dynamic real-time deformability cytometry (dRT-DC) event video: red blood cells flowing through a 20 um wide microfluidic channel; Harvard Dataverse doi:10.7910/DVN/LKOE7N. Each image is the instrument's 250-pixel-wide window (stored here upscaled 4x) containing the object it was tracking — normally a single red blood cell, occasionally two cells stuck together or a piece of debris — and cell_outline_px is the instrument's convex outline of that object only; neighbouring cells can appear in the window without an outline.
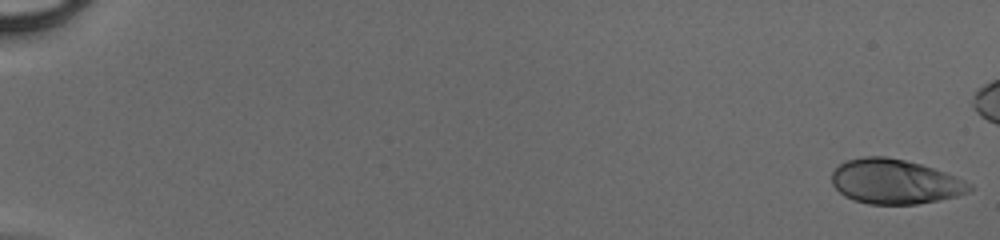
{"species": "human", "species_latin": "Homo sapiens", "temperature_condition": "cold", "stored_images_in_passage": 46, "camera_frame_rate_fps": 3000, "um_per_image_px": 0.085, "donor": {"sex": "male"}, "frame": {"image": 1, "passage_image": 1, "time_ms": 0.0, "image_size_px": [1000, 240], "cell_outline_px": [[972, 188], [968, 192], [956, 196], [916, 204], [868, 204], [852, 200], [844, 196], [832, 184], [832, 172], [844, 160], [864, 156], [888, 156], [920, 164], [944, 172], [964, 180], [972, 184]], "centroid_in_image_um": [76.03, 15.43], "position_along_channel_um": 9.0, "area_um2": 35.78}}
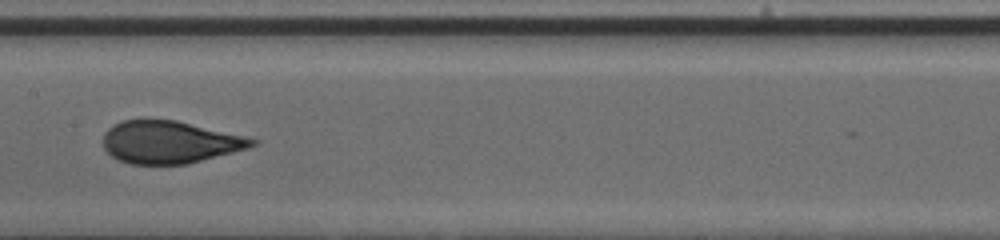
{"frame": {"image": 2, "passage_image": 28, "time_ms": 9.0, "image_size_px": [1000, 240], "cell_outline_px": [[260, 140], [256, 144], [248, 148], [188, 164], [128, 164], [112, 156], [104, 148], [104, 132], [112, 124], [120, 120], [176, 120], [248, 136]], "centroid_in_image_um": [14.45, 12.07], "position_along_channel_um": 193.0, "area_um2": 36.99}}
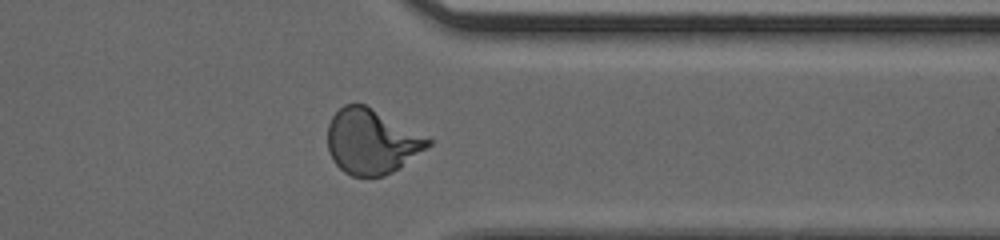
{"frame": {"image": 3, "passage_image": 41, "time_ms": 13.333, "image_size_px": [1000, 240], "cell_outline_px": [[432, 144], [400, 168], [384, 176], [352, 176], [344, 172], [332, 160], [328, 152], [328, 124], [332, 116], [344, 104], [364, 104], [432, 140]], "centroid_in_image_um": [31.55, 12.05], "position_along_channel_um": 379.8, "area_um2": 37.63}}